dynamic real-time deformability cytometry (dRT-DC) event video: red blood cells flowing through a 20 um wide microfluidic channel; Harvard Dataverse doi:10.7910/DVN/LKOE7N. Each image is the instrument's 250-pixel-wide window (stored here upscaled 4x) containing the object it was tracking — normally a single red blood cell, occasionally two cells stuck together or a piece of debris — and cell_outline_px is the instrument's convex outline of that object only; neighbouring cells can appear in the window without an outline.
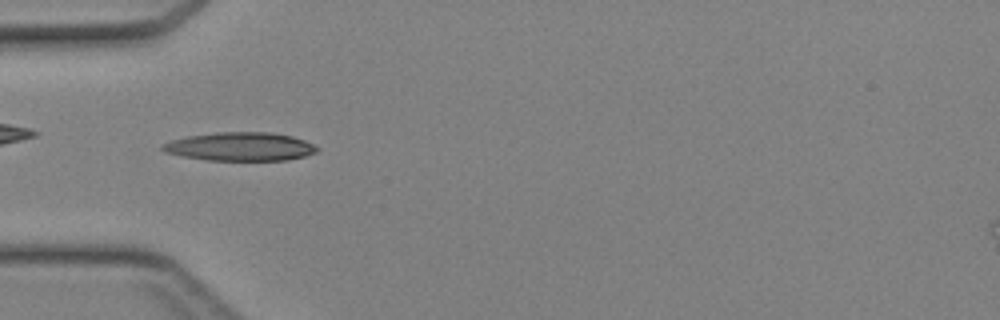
{"species": "Egyptian fruit bat (a non-hibernating species)", "species_latin": "Rousettus aegyptiacus", "temperature_condition": "cold", "stored_images_in_passage": 35, "camera_frame_rate_fps": 3000, "um_per_image_px": 0.085, "animal": {"sex": "female"}, "frame": {"image": 1, "passage_image": 7, "time_ms": 2.0, "image_size_px": [1000, 320], "cell_outline_px": [[320, 148], [316, 152], [304, 156], [288, 160], [208, 160], [184, 156], [168, 152], [160, 148], [164, 144], [172, 140], [188, 136], [216, 132], [272, 132], [292, 136], [304, 140]], "centroid_in_image_um": [20.47, 12.45], "position_along_channel_um": 64.5, "area_um2": 25.43}}
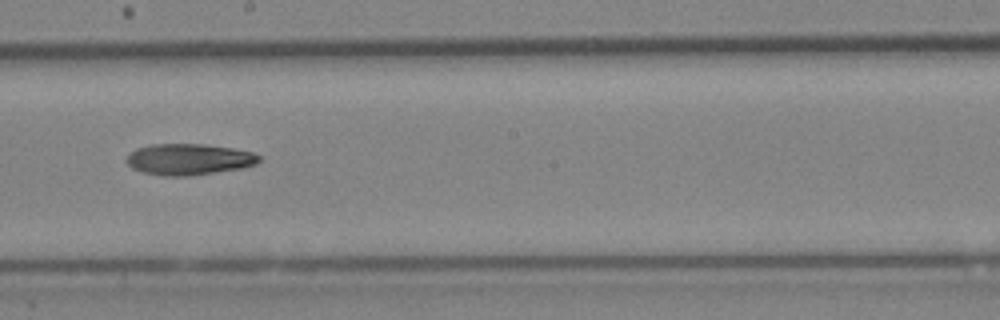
{"frame": {"image": 2, "passage_image": 18, "time_ms": 5.667, "image_size_px": [1000, 320], "cell_outline_px": [[260, 160], [256, 164], [240, 168], [188, 176], [160, 176], [144, 172], [132, 168], [128, 164], [128, 156], [136, 148], [152, 144], [204, 144], [232, 148], [252, 152], [260, 156]], "centroid_in_image_um": [16.05, 13.54], "position_along_channel_um": 232.1, "area_um2": 23.87}}
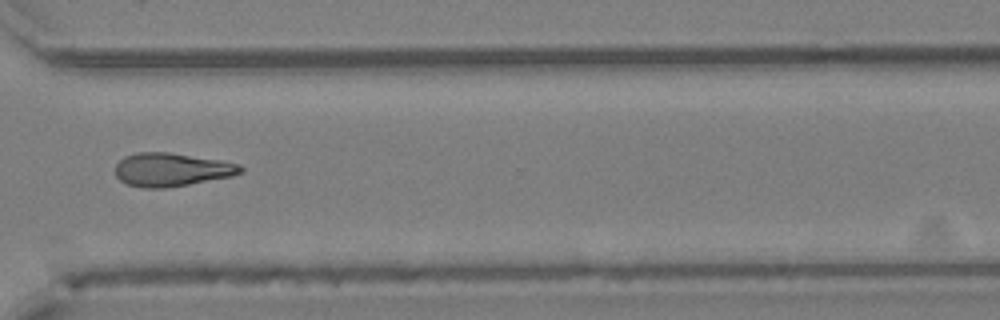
{"frame": {"image": 3, "passage_image": 26, "time_ms": 8.333, "image_size_px": [1000, 320], "cell_outline_px": [[244, 172], [232, 176], [188, 184], [164, 188], [144, 188], [128, 184], [120, 180], [116, 176], [116, 164], [124, 156], [136, 152], [168, 152], [216, 160], [236, 164], [244, 168]], "centroid_in_image_um": [14.54, 14.42], "position_along_channel_um": 356.1, "area_um2": 24.04}}